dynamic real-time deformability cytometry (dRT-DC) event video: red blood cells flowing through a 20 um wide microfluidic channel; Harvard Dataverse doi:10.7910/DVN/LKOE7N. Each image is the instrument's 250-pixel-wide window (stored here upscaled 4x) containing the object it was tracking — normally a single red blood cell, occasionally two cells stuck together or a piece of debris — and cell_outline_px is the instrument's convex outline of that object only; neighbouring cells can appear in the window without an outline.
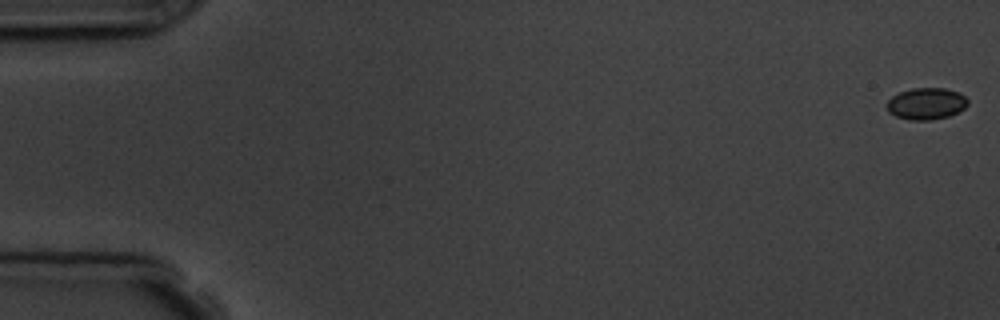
{"species": "common noctule bat (a hibernating species)", "species_latin": "Nyctalus noctula", "temperature_condition": "room temperature", "stored_images_in_passage": 5, "camera_frame_rate_fps": 3000, "um_per_image_px": 0.085, "animal": {"sex": "male", "body_mass_g": 19.5, "forearm_length_mm": 54.6}, "frame": {"image": 1, "passage_image": 1, "time_ms": 0.0, "image_size_px": [1000, 320], "cell_outline_px": [[968, 104], [960, 112], [948, 116], [932, 120], [912, 120], [896, 116], [888, 112], [884, 104], [892, 96], [900, 92], [912, 88], [944, 88], [960, 92], [968, 100]], "centroid_in_image_um": [78.73, 8.81], "position_along_channel_um": 6.3, "area_um2": 15.14}}
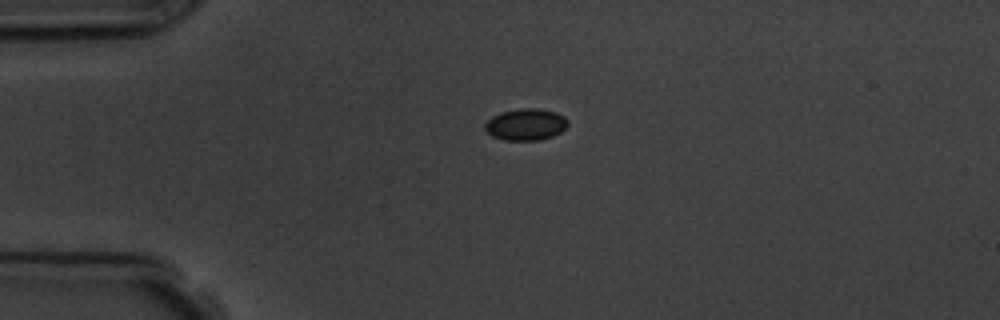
{"frame": {"image": 2, "passage_image": 4, "time_ms": 4.333, "image_size_px": [1000, 320], "cell_outline_px": [[568, 124], [560, 132], [552, 136], [540, 140], [504, 140], [492, 136], [484, 128], [484, 124], [492, 116], [500, 112], [520, 108], [540, 108], [556, 112], [564, 116], [568, 120]], "centroid_in_image_um": [44.69, 10.57], "position_along_channel_um": 40.3, "area_um2": 15.37}}